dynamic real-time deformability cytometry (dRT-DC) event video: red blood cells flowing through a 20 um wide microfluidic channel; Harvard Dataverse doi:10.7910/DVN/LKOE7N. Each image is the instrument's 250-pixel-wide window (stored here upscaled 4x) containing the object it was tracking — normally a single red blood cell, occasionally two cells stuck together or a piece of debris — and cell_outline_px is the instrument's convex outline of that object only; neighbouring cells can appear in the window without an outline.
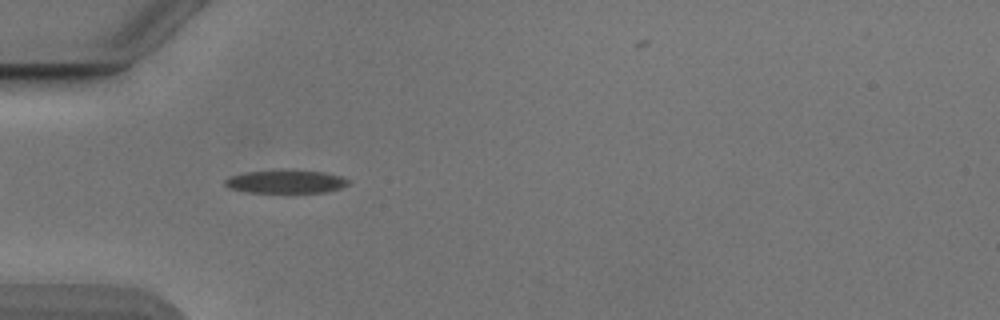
{"species": "Egyptian fruit bat (a non-hibernating species)", "species_latin": "Rousettus aegyptiacus", "temperature_condition": "cold", "stored_images_in_passage": 36, "camera_frame_rate_fps": 3000, "um_per_image_px": 0.085, "animal": {"sex": "male"}, "frame": {"image": 1, "passage_image": 4, "time_ms": 1.0, "image_size_px": [1000, 320], "cell_outline_px": [[348, 184], [340, 188], [324, 192], [244, 192], [228, 188], [224, 184], [224, 180], [232, 176], [244, 172], [280, 168], [284, 168], [324, 172], [340, 176], [348, 180]], "centroid_in_image_um": [24.24, 15.4], "position_along_channel_um": 60.8, "area_um2": 17.05}}
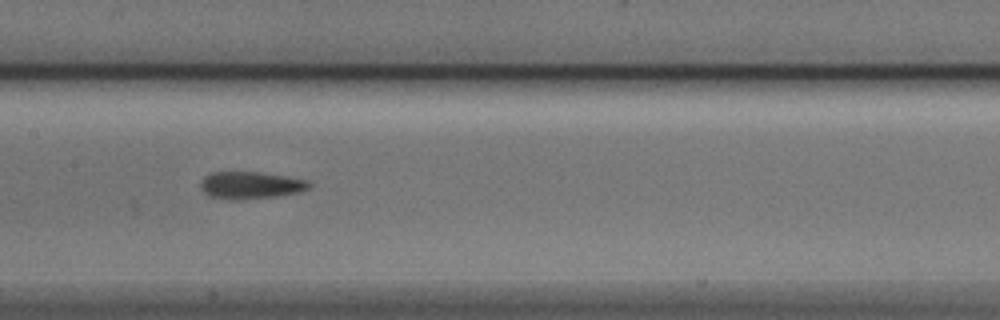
{"frame": {"image": 2, "passage_image": 14, "time_ms": 4.333, "image_size_px": [1000, 320], "cell_outline_px": [[312, 184], [308, 188], [300, 192], [276, 196], [232, 200], [228, 200], [212, 196], [204, 192], [200, 188], [200, 180], [208, 172], [260, 172], [308, 180]], "centroid_in_image_um": [21.27, 15.73], "position_along_channel_um": 186.1, "area_um2": 17.22}}
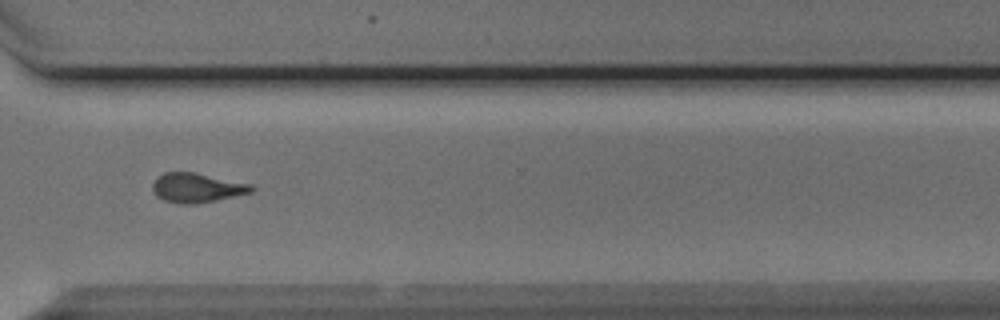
{"frame": {"image": 3, "passage_image": 27, "time_ms": 8.667, "image_size_px": [1000, 320], "cell_outline_px": [[256, 188], [252, 192], [216, 200], [196, 204], [180, 204], [164, 200], [156, 196], [152, 188], [152, 184], [164, 172], [196, 172], [252, 184]], "centroid_in_image_um": [16.76, 15.96], "position_along_channel_um": 353.8, "area_um2": 16.99}}